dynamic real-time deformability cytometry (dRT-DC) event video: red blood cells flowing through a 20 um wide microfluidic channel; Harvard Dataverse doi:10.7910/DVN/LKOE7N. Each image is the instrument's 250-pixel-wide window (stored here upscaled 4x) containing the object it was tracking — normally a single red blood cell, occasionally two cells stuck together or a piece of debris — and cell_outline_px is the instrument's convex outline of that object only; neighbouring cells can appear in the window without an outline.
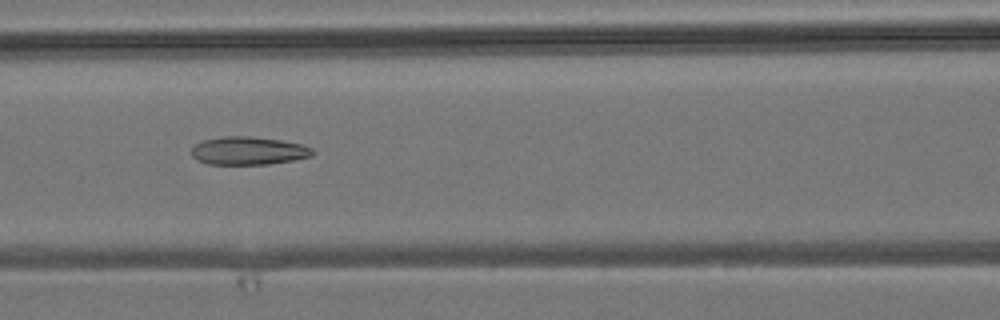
{"species": "common noctule bat (a hibernating species)", "species_latin": "Nyctalus noctula", "temperature_condition": "room temperature", "stored_images_in_passage": 10, "camera_frame_rate_fps": 3000, "um_per_image_px": 0.085, "animal": {"sex": "male", "body_mass_g": 19.2, "forearm_length_mm": 51.8}, "frame": {"image": 1, "passage_image": 7, "time_ms": 8.0, "image_size_px": [1000, 320], "cell_outline_px": [[316, 152], [312, 156], [292, 160], [268, 164], [208, 164], [196, 160], [192, 156], [192, 148], [196, 144], [204, 140], [224, 136], [248, 136], [280, 140], [300, 144], [312, 148]], "centroid_in_image_um": [21.11, 12.82], "position_along_channel_um": 145.5, "area_um2": 19.71}}
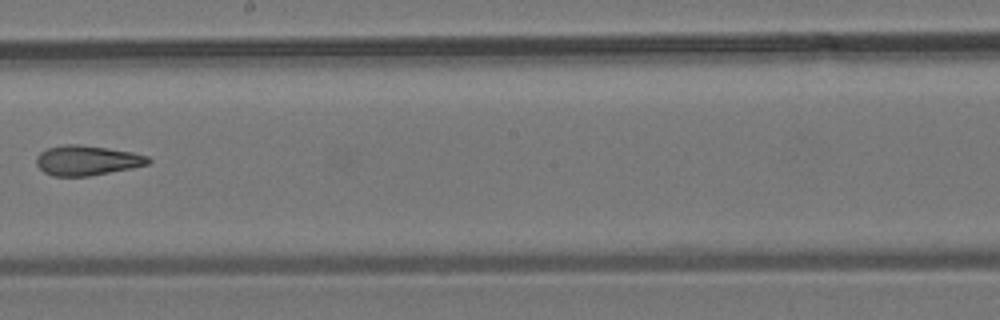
{"frame": {"image": 2, "passage_image": 9, "time_ms": 10.333, "image_size_px": [1000, 320], "cell_outline_px": [[152, 160], [148, 164], [132, 168], [88, 176], [52, 176], [44, 172], [36, 164], [36, 156], [40, 152], [48, 148], [64, 144], [80, 144], [132, 152], [148, 156]], "centroid_in_image_um": [7.38, 13.63], "position_along_channel_um": 240.8, "area_um2": 19.48}}
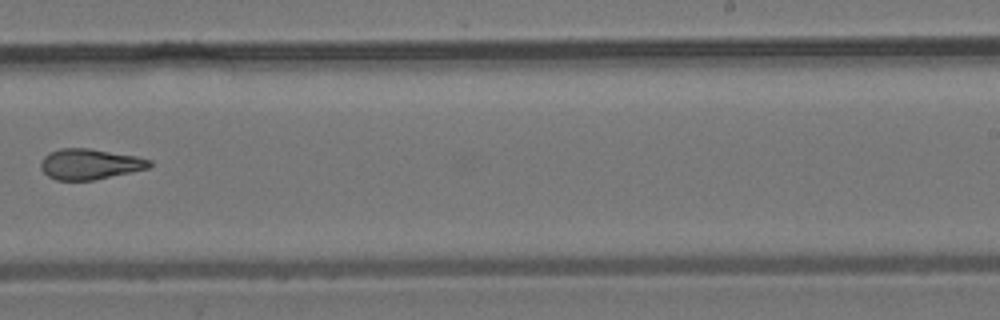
{"frame": {"image": 3, "passage_image": 10, "time_ms": 11.333, "image_size_px": [1000, 320], "cell_outline_px": [[152, 164], [148, 168], [92, 180], [56, 180], [48, 176], [40, 168], [40, 160], [48, 152], [60, 148], [88, 148], [136, 156], [152, 160]], "centroid_in_image_um": [7.58, 13.94], "position_along_channel_um": 281.4, "area_um2": 19.31}}